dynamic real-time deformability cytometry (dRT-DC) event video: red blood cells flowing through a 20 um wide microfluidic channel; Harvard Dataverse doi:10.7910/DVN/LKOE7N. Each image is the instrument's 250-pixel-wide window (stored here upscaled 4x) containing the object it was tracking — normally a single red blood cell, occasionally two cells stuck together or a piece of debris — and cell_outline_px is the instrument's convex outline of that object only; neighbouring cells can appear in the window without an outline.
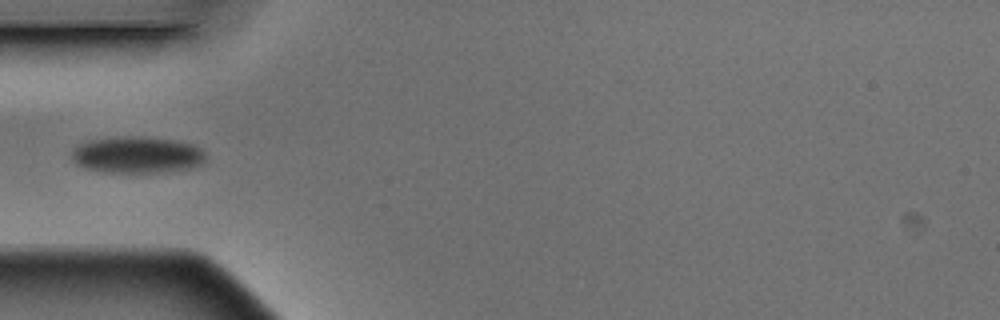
{"species": "Egyptian fruit bat (a non-hibernating species)", "species_latin": "Rousettus aegyptiacus", "temperature_condition": "warm", "stored_images_in_passage": 4, "camera_frame_rate_fps": 3000, "um_per_image_px": 0.085, "animal": {"sex": "male"}, "frame": {"image": 1, "passage_image": 4, "time_ms": 1.0, "image_size_px": [1000, 320], "cell_outline_px": [[208, 160], [192, 168], [172, 172], [136, 176], [104, 172], [88, 168], [76, 164], [72, 160], [72, 148], [88, 140], [124, 136], [144, 136], [172, 140], [192, 144], [200, 148], [204, 152]], "centroid_in_image_um": [11.68, 13.21], "position_along_channel_um": 73.3, "area_um2": 29.82}}